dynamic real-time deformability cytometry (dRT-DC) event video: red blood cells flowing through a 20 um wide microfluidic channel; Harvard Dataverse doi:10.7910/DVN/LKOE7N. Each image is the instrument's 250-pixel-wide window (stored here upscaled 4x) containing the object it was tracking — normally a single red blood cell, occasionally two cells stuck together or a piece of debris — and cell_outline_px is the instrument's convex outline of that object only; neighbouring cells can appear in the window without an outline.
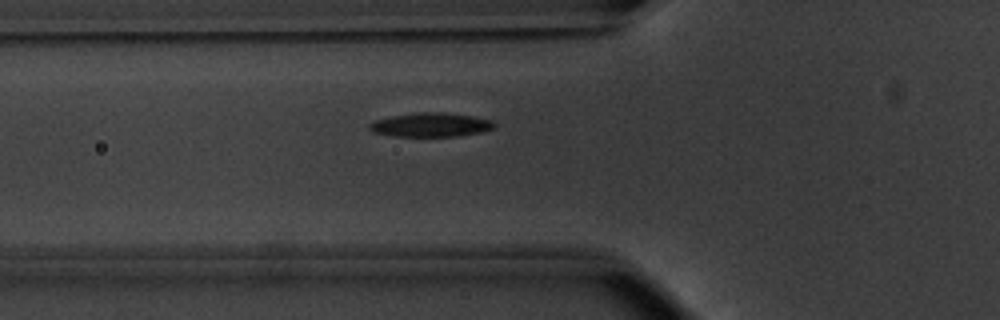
{"species": "common noctule bat (a hibernating species)", "species_latin": "Nyctalus noctula", "temperature_condition": "warm", "stored_images_in_passage": 39, "camera_frame_rate_fps": 3000, "um_per_image_px": 0.085, "animal": {"sex": "male", "body_mass_g": 20.1, "forearm_length_mm": 53.5}, "frame": {"image": 1, "passage_image": 5, "time_ms": 1.333, "image_size_px": [1000, 320], "cell_outline_px": [[496, 128], [484, 132], [460, 136], [396, 136], [372, 132], [368, 128], [368, 124], [376, 120], [392, 116], [416, 112], [444, 112], [472, 116], [492, 120], [496, 124]], "centroid_in_image_um": [36.66, 10.61], "position_along_channel_um": 89.1, "area_um2": 17.63}}
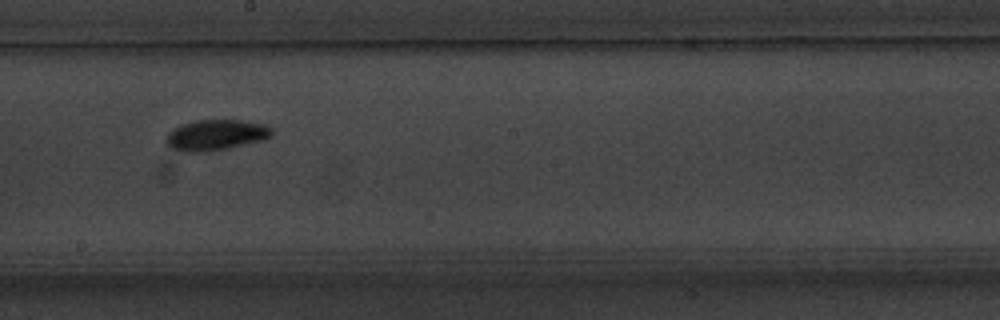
{"frame": {"image": 2, "passage_image": 16, "time_ms": 5.0, "image_size_px": [1000, 320], "cell_outline_px": [[272, 136], [264, 140], [228, 148], [208, 152], [188, 152], [176, 148], [168, 144], [164, 140], [168, 132], [180, 124], [196, 120], [244, 120], [268, 124], [272, 128]], "centroid_in_image_um": [18.4, 11.46], "position_along_channel_um": 229.8, "area_um2": 19.07}}
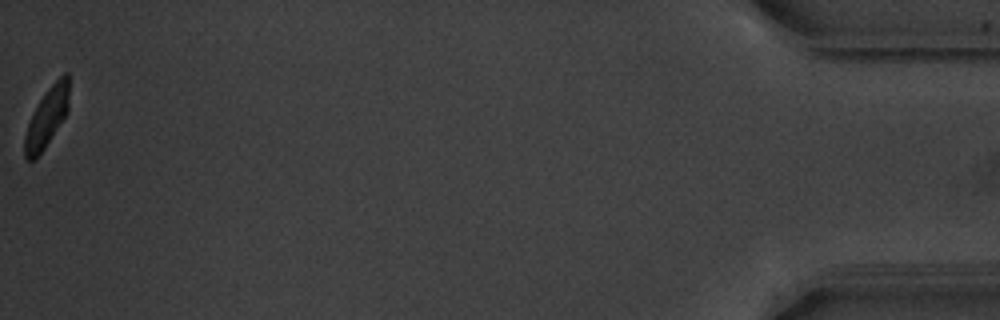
{"frame": {"image": 3, "passage_image": 39, "time_ms": 12.667, "image_size_px": [1000, 320], "cell_outline_px": [[68, 112], [36, 160], [24, 160], [24, 136], [32, 112], [48, 88], [64, 72], [68, 72]], "centroid_in_image_um": [3.96, 10.01], "position_along_channel_um": 431.2, "area_um2": 15.26}, "authors_computed_cell_mechanics": {"area_um2": 16.9932, "velocity_mm_per_s": 3.8239, "shape_relaxation_time_tau1_ms": 2.5781, "shape_relaxation_time_tau2_ms": null, "deformation_change_tau1": 0.1291, "deformation_change_tau2": null}}